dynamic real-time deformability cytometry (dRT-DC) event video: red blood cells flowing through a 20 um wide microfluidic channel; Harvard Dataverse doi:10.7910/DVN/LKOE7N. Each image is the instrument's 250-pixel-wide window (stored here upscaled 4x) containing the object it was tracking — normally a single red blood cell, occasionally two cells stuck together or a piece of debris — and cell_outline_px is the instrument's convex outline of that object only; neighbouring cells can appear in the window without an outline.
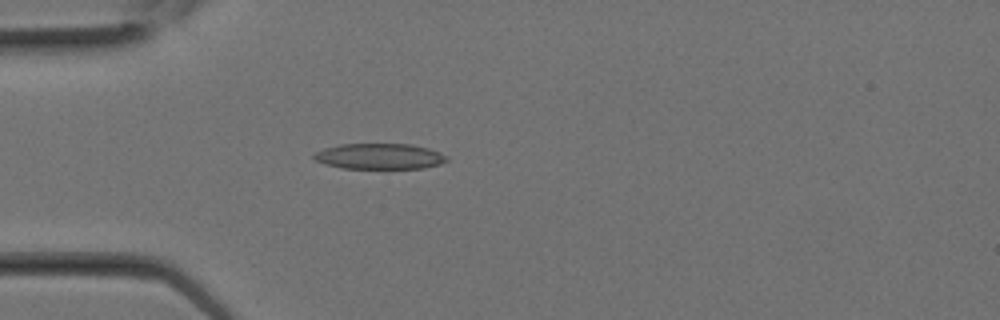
{"species": "Egyptian fruit bat (a non-hibernating species)", "species_latin": "Rousettus aegyptiacus", "temperature_condition": "room temperature", "stored_images_in_passage": 4, "camera_frame_rate_fps": 3000, "um_per_image_px": 0.085, "animal": {"sex": "female"}, "frame": {"image": 1, "passage_image": 1, "time_ms": 0.0, "image_size_px": [1000, 320], "cell_outline_px": [[448, 160], [440, 164], [424, 168], [340, 168], [316, 160], [312, 156], [316, 152], [324, 148], [340, 144], [412, 144], [428, 148], [440, 152], [448, 156]], "centroid_in_image_um": [32.3, 13.28], "position_along_channel_um": 52.7, "area_um2": 19.83}}
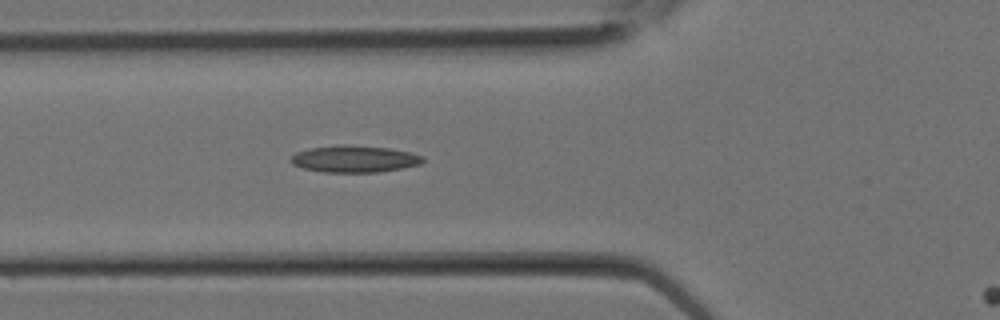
{"frame": {"image": 2, "passage_image": 3, "time_ms": 0.667, "image_size_px": [1000, 320], "cell_outline_px": [[424, 160], [420, 164], [380, 172], [324, 172], [304, 168], [292, 164], [288, 160], [296, 152], [308, 148], [344, 144], [388, 148], [412, 152], [424, 156]], "centroid_in_image_um": [30.11, 13.5], "position_along_channel_um": 95.7, "area_um2": 20.69}}